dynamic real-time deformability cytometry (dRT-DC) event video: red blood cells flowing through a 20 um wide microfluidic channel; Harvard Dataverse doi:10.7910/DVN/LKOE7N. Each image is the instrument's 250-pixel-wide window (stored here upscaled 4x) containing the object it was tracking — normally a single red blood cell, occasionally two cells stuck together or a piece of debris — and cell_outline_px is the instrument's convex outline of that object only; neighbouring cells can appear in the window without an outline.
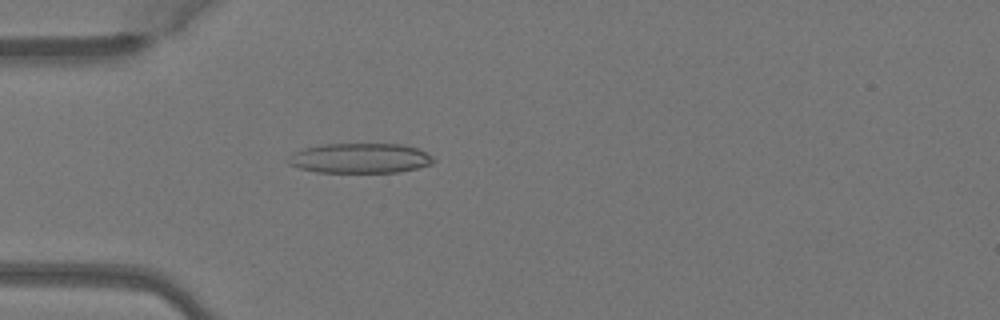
{"species": "Egyptian fruit bat (a non-hibernating species)", "species_latin": "Rousettus aegyptiacus", "temperature_condition": "warm", "stored_images_in_passage": 5, "segment_of_instrument_passage": [1, 2], "camera_frame_rate_fps": 3000, "um_per_image_px": 0.085, "animal": {"sex": "female"}, "frame": {"image": 1, "passage_image": 3, "time_ms": 0.667, "image_size_px": [1000, 320], "cell_outline_px": [[436, 160], [432, 164], [400, 172], [316, 172], [300, 168], [288, 164], [284, 160], [296, 152], [304, 148], [324, 144], [400, 144], [416, 148], [432, 156]], "centroid_in_image_um": [30.59, 13.45], "position_along_channel_um": 54.4, "area_um2": 25.26}}